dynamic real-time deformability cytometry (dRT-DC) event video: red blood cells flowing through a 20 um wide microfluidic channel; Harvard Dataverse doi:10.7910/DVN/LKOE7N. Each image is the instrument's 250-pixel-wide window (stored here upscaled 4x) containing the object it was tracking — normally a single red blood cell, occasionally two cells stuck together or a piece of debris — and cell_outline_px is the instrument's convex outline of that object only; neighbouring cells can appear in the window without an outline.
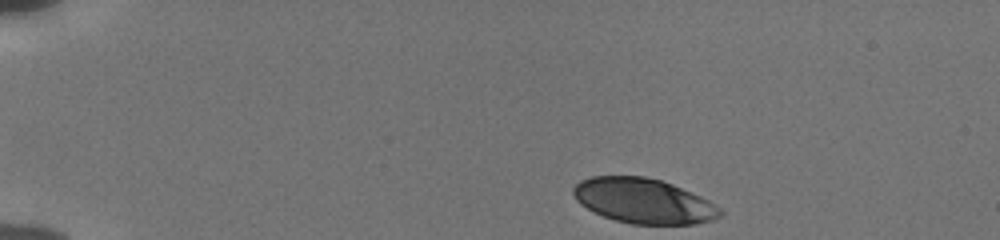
{"species": "human", "species_latin": "Homo sapiens", "temperature_condition": "cold", "stored_images_in_passage": 45, "camera_frame_rate_fps": 3000, "um_per_image_px": 0.085, "donor": {"sex": "male"}, "frame": {"image": 1, "passage_image": 1, "time_ms": 0.0, "image_size_px": [1000, 240], "cell_outline_px": [[724, 212], [720, 216], [712, 220], [696, 224], [632, 224], [616, 220], [604, 216], [580, 204], [576, 200], [572, 192], [572, 188], [580, 180], [592, 176], [644, 176], [660, 180], [672, 184], [700, 196], [708, 200], [720, 208]], "centroid_in_image_um": [54.7, 17.07], "position_along_channel_um": 30.3, "area_um2": 38.32}}
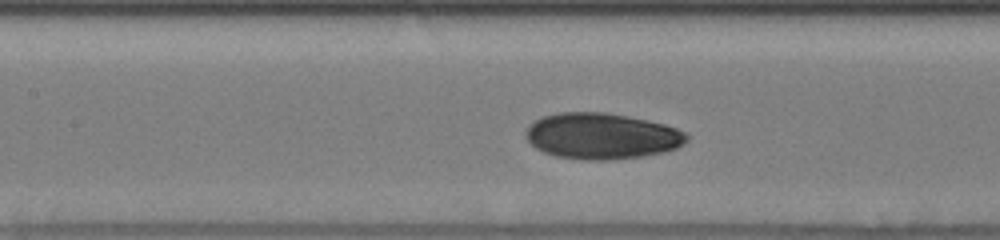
{"frame": {"image": 2, "passage_image": 18, "time_ms": 5.667, "image_size_px": [1000, 240], "cell_outline_px": [[688, 140], [684, 144], [676, 148], [664, 152], [640, 156], [612, 160], [584, 160], [556, 156], [544, 152], [536, 148], [524, 136], [524, 132], [536, 120], [544, 116], [560, 112], [604, 112], [628, 116], [648, 120], [664, 124], [676, 128], [684, 132], [688, 136]], "centroid_in_image_um": [51.15, 11.56], "position_along_channel_um": 156.2, "area_um2": 43.12}}
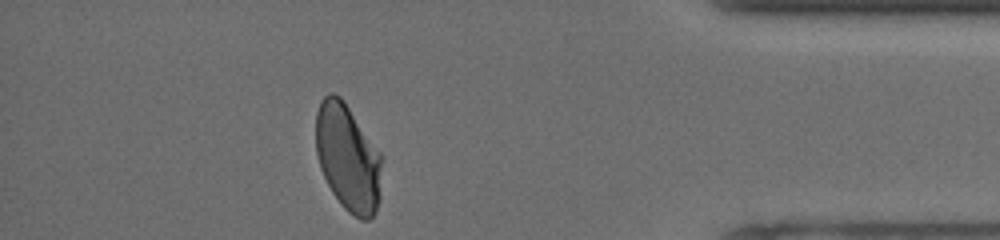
{"frame": {"image": 3, "passage_image": 40, "time_ms": 13.0, "image_size_px": [1000, 240], "cell_outline_px": [[384, 156], [380, 200], [376, 212], [368, 220], [360, 220], [348, 212], [344, 208], [332, 192], [320, 168], [316, 152], [316, 112], [320, 100], [328, 92], [332, 92], [340, 96], [344, 100]], "centroid_in_image_um": [29.61, 13.4], "position_along_channel_um": 405.6, "area_um2": 42.14}, "authors_computed_cell_mechanics": {"area_um2": 41.7894, "velocity_mm_per_s": 3.8198, "shape_relaxation_time_tau1_ms": 4.0983, "shape_relaxation_time_tau2_ms": 1.3166, "deformation_change_tau1": 0.1358, "deformation_change_tau2": 0.0513}}